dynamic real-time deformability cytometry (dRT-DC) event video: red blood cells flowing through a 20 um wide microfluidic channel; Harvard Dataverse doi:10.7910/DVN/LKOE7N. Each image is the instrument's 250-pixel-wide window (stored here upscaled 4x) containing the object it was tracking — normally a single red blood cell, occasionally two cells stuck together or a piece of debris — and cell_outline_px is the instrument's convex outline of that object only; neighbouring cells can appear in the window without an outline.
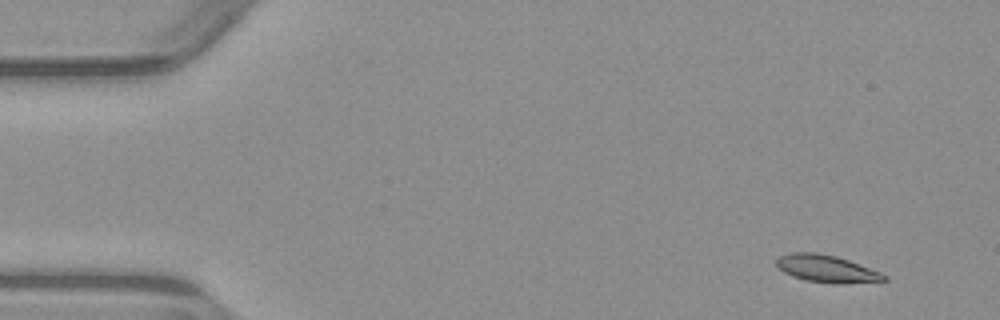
{"species": "common noctule bat (a hibernating species)", "species_latin": "Nyctalus noctula", "temperature_condition": "warm", "stored_images_in_passage": 3, "camera_frame_rate_fps": 3000, "um_per_image_px": 0.085, "animal": {"sex": "male", "body_mass_g": 23.1, "forearm_length_mm": 52.7}, "frame": {"image": 1, "passage_image": 1, "time_ms": 0.0, "image_size_px": [1000, 320], "cell_outline_px": [[888, 280], [840, 284], [832, 284], [804, 280], [792, 276], [784, 272], [776, 264], [776, 260], [780, 256], [792, 252], [816, 252], [836, 256], [848, 260], [880, 272], [888, 276]], "centroid_in_image_um": [70.26, 22.85], "position_along_channel_um": 14.7, "area_um2": 17.11}}
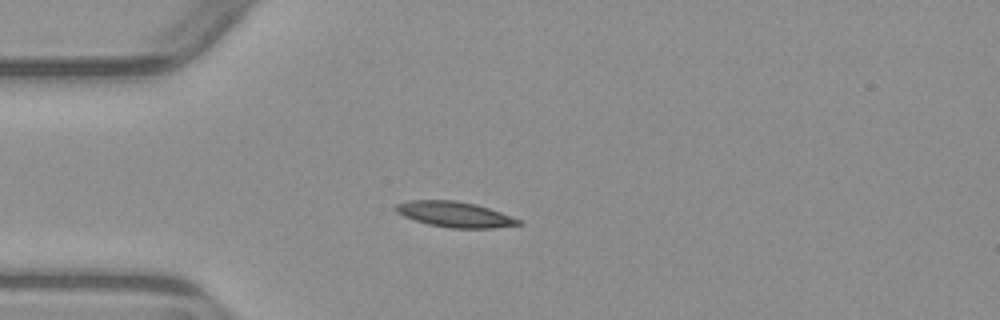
{"frame": {"image": 2, "passage_image": 3, "time_ms": 3.333, "image_size_px": [1000, 320], "cell_outline_px": [[524, 224], [492, 228], [452, 228], [428, 224], [412, 220], [396, 212], [392, 208], [396, 204], [408, 200], [456, 200], [476, 204], [500, 212], [520, 220]], "centroid_in_image_um": [38.6, 18.21], "position_along_channel_um": 46.4, "area_um2": 18.32}}